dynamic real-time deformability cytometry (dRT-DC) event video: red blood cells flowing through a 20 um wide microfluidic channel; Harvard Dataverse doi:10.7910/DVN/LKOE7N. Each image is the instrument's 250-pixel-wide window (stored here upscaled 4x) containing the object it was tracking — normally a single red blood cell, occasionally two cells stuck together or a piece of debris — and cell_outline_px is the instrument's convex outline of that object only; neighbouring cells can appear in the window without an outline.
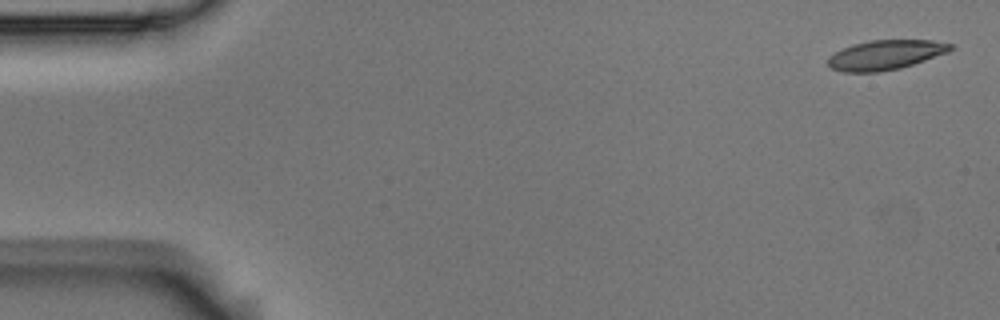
{"species": "Egyptian fruit bat (a non-hibernating species)", "species_latin": "Rousettus aegyptiacus", "temperature_condition": "room temperature", "stored_images_in_passage": 5, "camera_frame_rate_fps": 3000, "um_per_image_px": 0.085, "animal": {"sex": "male"}, "frame": {"image": 1, "passage_image": 1, "time_ms": 0.0, "image_size_px": [1000, 320], "cell_outline_px": [[956, 48], [948, 52], [900, 68], [880, 72], [844, 72], [832, 68], [828, 64], [828, 56], [852, 44], [868, 40], [932, 40], [952, 44]], "centroid_in_image_um": [75.27, 4.66], "position_along_channel_um": 9.7, "area_um2": 21.1}}
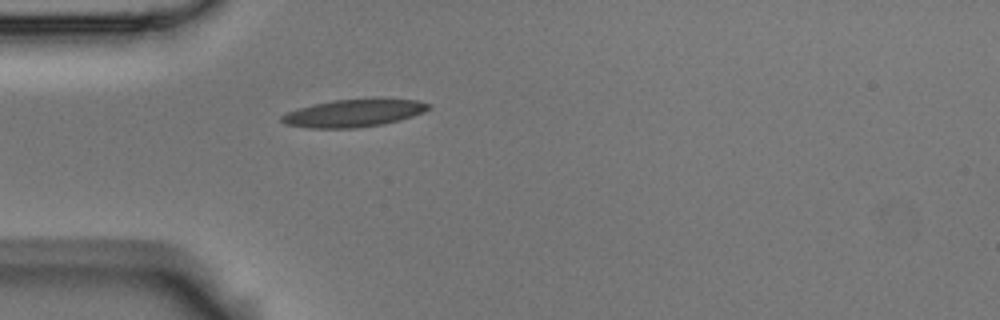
{"frame": {"image": 2, "passage_image": 5, "time_ms": 1.333, "image_size_px": [1000, 320], "cell_outline_px": [[432, 108], [424, 112], [400, 120], [384, 124], [356, 128], [308, 128], [284, 124], [280, 120], [280, 116], [288, 112], [312, 104], [332, 100], [372, 96], [380, 96], [416, 100], [432, 104]], "centroid_in_image_um": [30.14, 9.57], "position_along_channel_um": 54.9, "area_um2": 24.62}}